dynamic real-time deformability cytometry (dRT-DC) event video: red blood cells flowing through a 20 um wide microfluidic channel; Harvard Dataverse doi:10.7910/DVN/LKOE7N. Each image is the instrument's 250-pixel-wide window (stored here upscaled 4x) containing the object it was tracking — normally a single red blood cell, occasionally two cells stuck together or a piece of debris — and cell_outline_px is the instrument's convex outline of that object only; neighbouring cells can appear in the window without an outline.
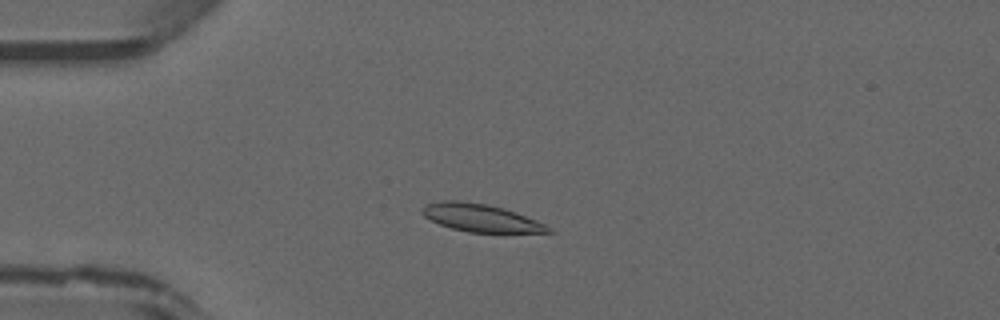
{"species": "common noctule bat (a hibernating species)", "species_latin": "Nyctalus noctula", "temperature_condition": "warm", "stored_images_in_passage": 47, "camera_frame_rate_fps": 3000, "um_per_image_px": 0.085, "animal": {"sex": "male", "forearm_length_mm": 52.5}, "frame": {"image": 1, "passage_image": 12, "time_ms": 3.667, "image_size_px": [1000, 320], "cell_outline_px": [[556, 232], [468, 232], [452, 228], [440, 224], [424, 216], [420, 212], [420, 208], [424, 204], [440, 200], [460, 200], [488, 204], [504, 208], [516, 212], [536, 220], [552, 228]], "centroid_in_image_um": [40.82, 18.49], "position_along_channel_um": 44.2, "area_um2": 20.46}}
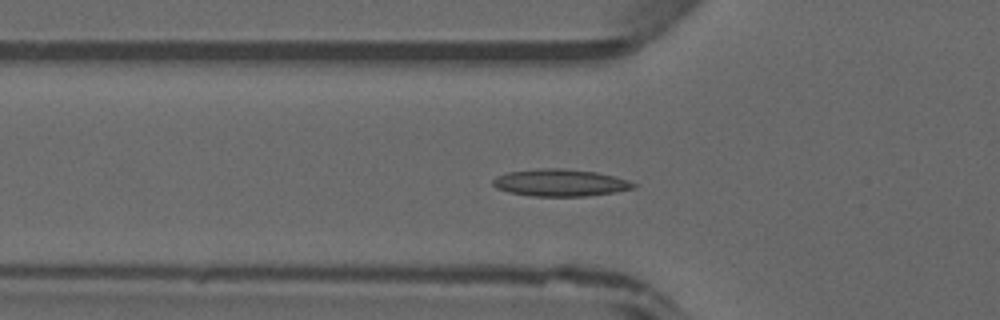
{"frame": {"image": 2, "passage_image": 16, "time_ms": 5.0, "image_size_px": [1000, 320], "cell_outline_px": [[636, 188], [616, 192], [584, 196], [532, 196], [508, 192], [496, 188], [492, 184], [492, 180], [496, 176], [508, 172], [540, 168], [560, 168], [596, 172], [616, 176], [628, 180], [636, 184]], "centroid_in_image_um": [47.62, 15.53], "position_along_channel_um": 78.2, "area_um2": 22.31}}
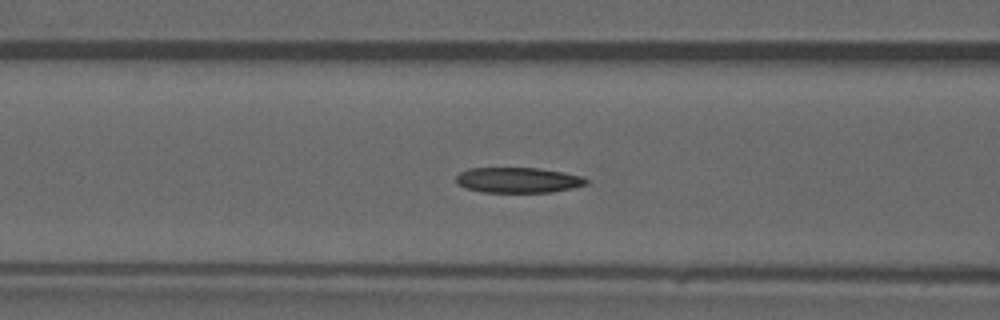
{"frame": {"image": 3, "passage_image": 19, "time_ms": 6.0, "image_size_px": [1000, 320], "cell_outline_px": [[588, 184], [572, 188], [552, 192], [484, 192], [468, 188], [460, 184], [456, 180], [456, 176], [460, 172], [468, 168], [540, 168], [564, 172], [580, 176], [588, 180]], "centroid_in_image_um": [44.07, 15.3], "position_along_channel_um": 122.5, "area_um2": 19.13}}